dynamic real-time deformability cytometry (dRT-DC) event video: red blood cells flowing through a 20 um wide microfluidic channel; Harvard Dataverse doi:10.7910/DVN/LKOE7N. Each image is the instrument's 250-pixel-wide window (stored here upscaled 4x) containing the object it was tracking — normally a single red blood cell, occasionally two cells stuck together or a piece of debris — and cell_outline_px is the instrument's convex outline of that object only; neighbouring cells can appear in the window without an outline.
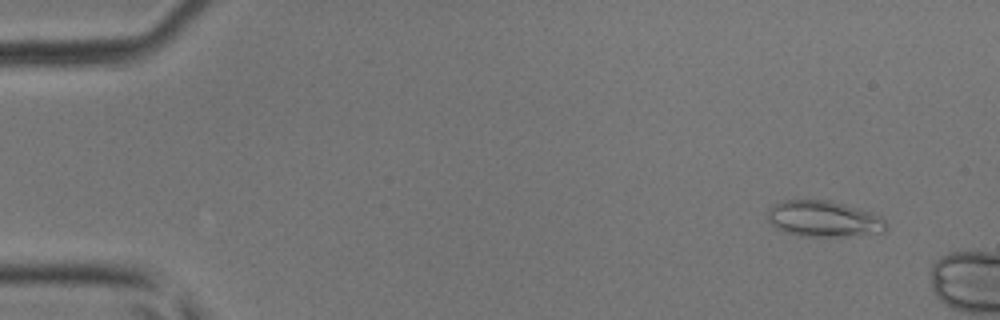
{"species": "common noctule bat (a hibernating species)", "species_latin": "Nyctalus noctula", "temperature_condition": "room temperature", "stored_images_in_passage": 9, "camera_frame_rate_fps": 3000, "um_per_image_px": 0.085, "animal": {"sex": "male", "body_mass_g": 17.9, "forearm_length_mm": 54.2}, "frame": {"image": 1, "passage_image": 4, "time_ms": 1.0, "image_size_px": [1000, 320], "cell_outline_px": [[888, 228], [884, 232], [844, 236], [796, 236], [784, 232], [776, 228], [768, 220], [768, 208], [772, 204], [784, 200], [832, 200], [872, 212], [880, 216], [888, 224]], "centroid_in_image_um": [70.01, 18.59], "position_along_channel_um": 15.0, "area_um2": 25.2}}